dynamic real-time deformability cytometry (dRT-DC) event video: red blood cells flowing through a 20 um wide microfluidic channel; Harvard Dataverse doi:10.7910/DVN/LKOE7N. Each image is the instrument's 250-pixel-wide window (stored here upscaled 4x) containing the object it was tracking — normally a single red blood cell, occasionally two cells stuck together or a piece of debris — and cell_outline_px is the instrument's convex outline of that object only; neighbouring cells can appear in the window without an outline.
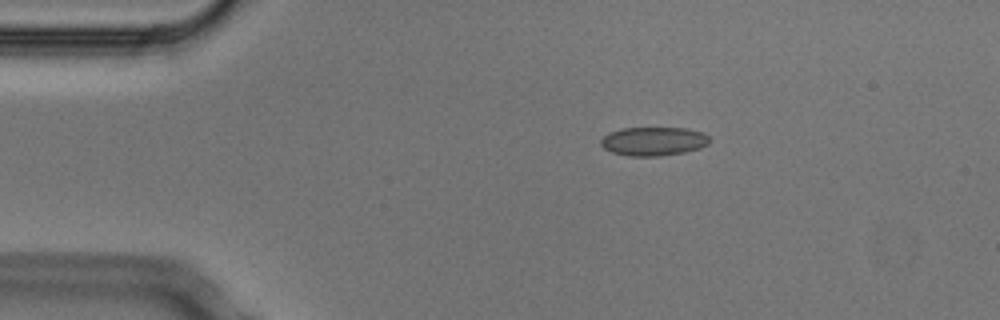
{"species": "Egyptian fruit bat (a non-hibernating species)", "species_latin": "Rousettus aegyptiacus", "temperature_condition": "cold", "stored_images_in_passage": 6, "camera_frame_rate_fps": 3000, "um_per_image_px": 0.085, "animal": {"sex": "male"}, "frame": {"image": 1, "passage_image": 1, "time_ms": 0.0, "image_size_px": [1000, 320], "cell_outline_px": [[708, 144], [700, 148], [684, 152], [660, 156], [628, 156], [612, 152], [604, 148], [600, 144], [600, 140], [608, 132], [620, 128], [684, 128], [704, 132], [708, 136]], "centroid_in_image_um": [55.52, 12.0], "position_along_channel_um": 29.5, "area_um2": 18.26}}
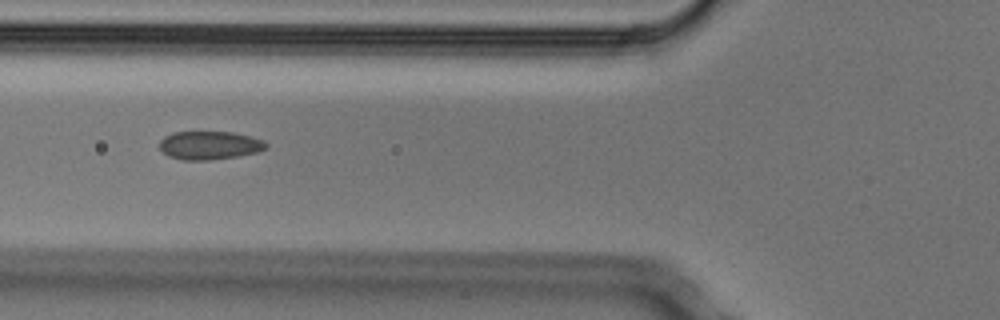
{"frame": {"image": 2, "passage_image": 4, "time_ms": 1.0, "image_size_px": [1000, 320], "cell_outline_px": [[268, 148], [256, 152], [236, 156], [212, 160], [184, 160], [168, 156], [160, 148], [160, 140], [164, 136], [172, 132], [232, 132], [264, 140], [268, 144]], "centroid_in_image_um": [17.8, 12.35], "position_along_channel_um": 108.0, "area_um2": 17.57}}
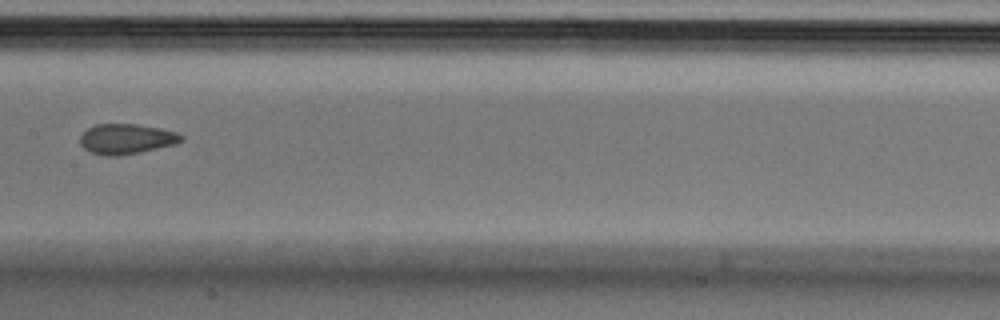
{"frame": {"image": 3, "passage_image": 6, "time_ms": 1.667, "image_size_px": [1000, 320], "cell_outline_px": [[184, 140], [176, 144], [140, 152], [120, 156], [104, 156], [92, 152], [84, 148], [80, 144], [80, 136], [88, 128], [96, 124], [136, 124], [160, 128], [176, 132], [184, 136]], "centroid_in_image_um": [10.76, 11.81], "position_along_channel_um": 196.6, "area_um2": 17.86}}